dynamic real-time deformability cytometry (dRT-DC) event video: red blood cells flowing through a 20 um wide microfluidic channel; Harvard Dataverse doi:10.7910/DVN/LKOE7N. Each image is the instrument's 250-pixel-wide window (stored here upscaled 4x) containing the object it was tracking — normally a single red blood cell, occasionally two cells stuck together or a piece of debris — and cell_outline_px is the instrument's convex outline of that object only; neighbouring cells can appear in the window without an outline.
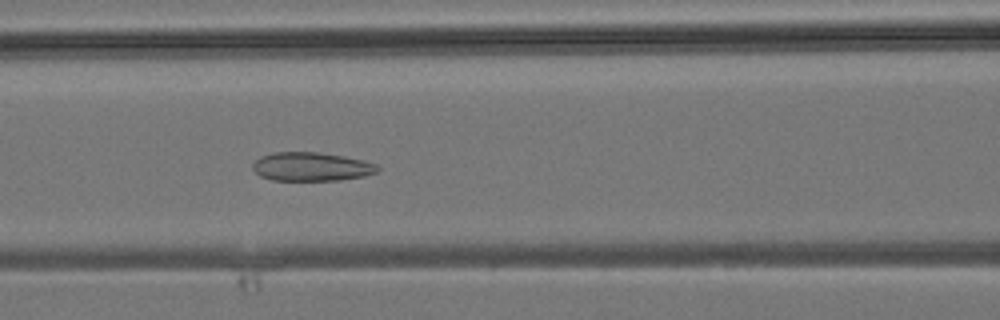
{"species": "common noctule bat (a hibernating species)", "species_latin": "Nyctalus noctula", "temperature_condition": "room temperature", "stored_images_in_passage": 35, "camera_frame_rate_fps": 3000, "um_per_image_px": 0.085, "animal": {"sex": "male", "body_mass_g": 19.2, "forearm_length_mm": 51.8}, "frame": {"image": 1, "passage_image": 11, "time_ms": 3.333, "image_size_px": [1000, 320], "cell_outline_px": [[380, 168], [376, 172], [364, 176], [340, 180], [272, 180], [260, 176], [252, 168], [252, 164], [260, 156], [276, 152], [316, 152], [344, 156], [364, 160], [376, 164]], "centroid_in_image_um": [26.46, 14.16], "position_along_channel_um": 140.1, "area_um2": 20.87}}
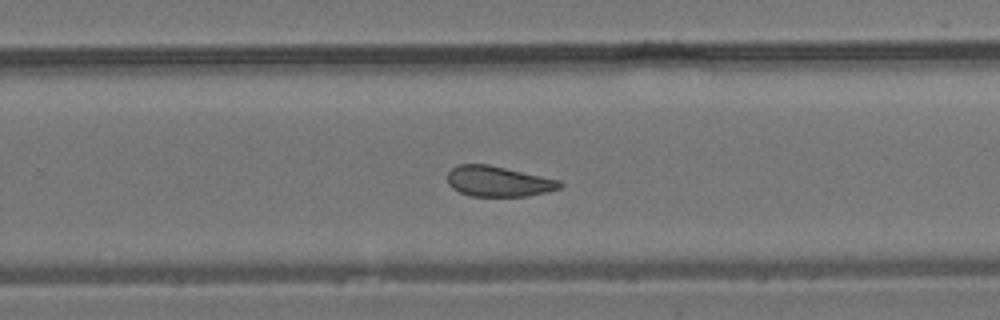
{"frame": {"image": 2, "passage_image": 20, "time_ms": 6.333, "image_size_px": [1000, 320], "cell_outline_px": [[564, 184], [560, 188], [548, 192], [528, 196], [472, 196], [460, 192], [452, 188], [448, 184], [448, 172], [456, 164], [488, 164], [560, 180]], "centroid_in_image_um": [42.36, 15.41], "position_along_channel_um": 287.4, "area_um2": 20.0}}
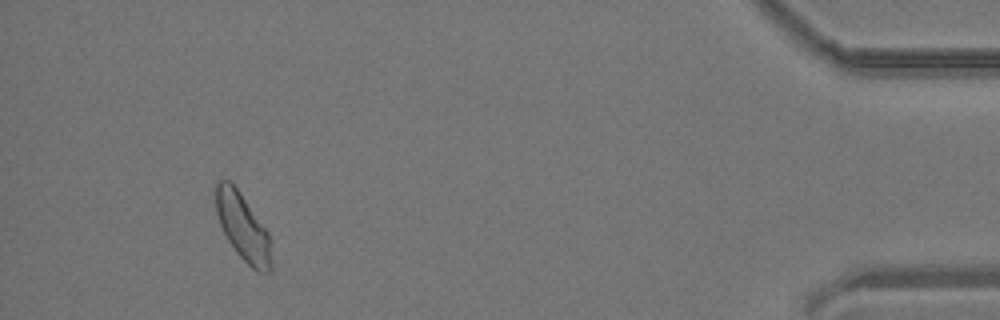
{"frame": {"image": 3, "passage_image": 32, "time_ms": 10.333, "image_size_px": [1000, 320], "cell_outline_px": [[272, 268], [268, 272], [256, 272], [236, 252], [228, 240], [220, 224], [216, 212], [216, 180], [228, 180], [240, 192], [268, 232], [272, 264]], "centroid_in_image_um": [20.64, 19.32], "position_along_channel_um": 414.6, "area_um2": 21.39}}